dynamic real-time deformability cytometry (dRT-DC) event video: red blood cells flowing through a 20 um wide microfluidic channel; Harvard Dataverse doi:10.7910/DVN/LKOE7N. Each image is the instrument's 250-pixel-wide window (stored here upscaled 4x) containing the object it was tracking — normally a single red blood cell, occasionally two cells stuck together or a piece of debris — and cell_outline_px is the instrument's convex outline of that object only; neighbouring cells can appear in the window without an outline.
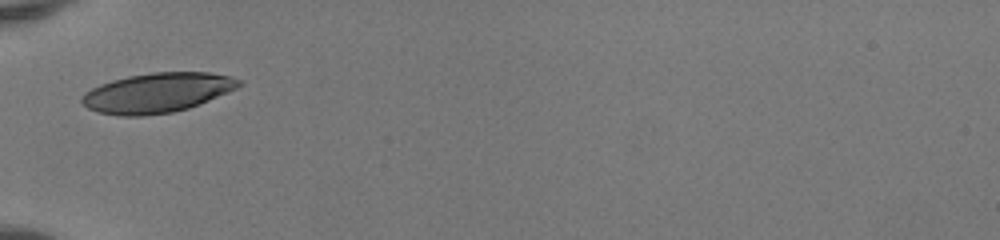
{"species": "human", "species_latin": "Homo sapiens", "temperature_condition": "room temperature", "stored_images_in_passage": 28, "camera_frame_rate_fps": 3000, "um_per_image_px": 0.085, "donor": {"sex": "female"}, "frame": {"image": 1, "passage_image": 1, "time_ms": 0.0, "image_size_px": [1000, 240], "cell_outline_px": [[244, 84], [236, 88], [200, 104], [188, 108], [172, 112], [144, 116], [120, 116], [100, 112], [88, 108], [80, 100], [80, 96], [84, 92], [100, 84], [112, 80], [128, 76], [152, 72], [208, 72], [228, 76], [244, 80]], "centroid_in_image_um": [13.36, 7.88], "position_along_channel_um": 71.6, "area_um2": 36.36}}
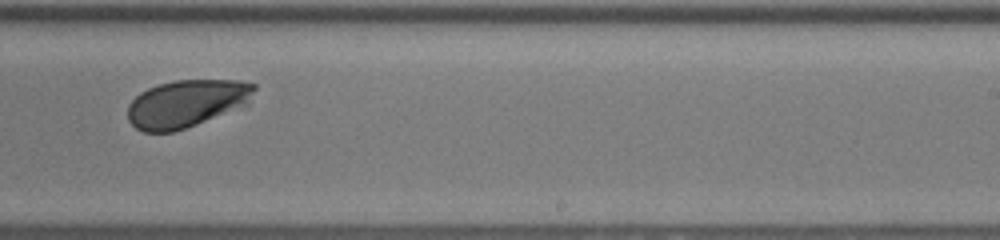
{"frame": {"image": 2, "passage_image": 16, "time_ms": 5.0, "image_size_px": [1000, 240], "cell_outline_px": [[256, 88], [248, 104], [196, 124], [172, 132], [144, 132], [136, 128], [128, 120], [128, 104], [140, 92], [148, 88], [160, 84], [176, 80], [240, 80], [256, 84]], "centroid_in_image_um": [15.85, 8.78], "position_along_channel_um": 273.1, "area_um2": 34.85}}
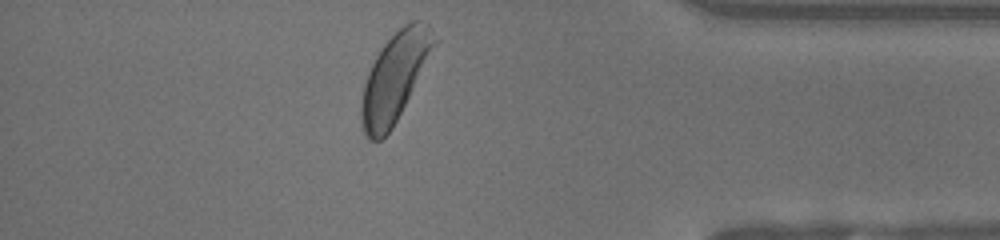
{"frame": {"image": 3, "passage_image": 27, "time_ms": 8.667, "image_size_px": [1000, 240], "cell_outline_px": [[440, 40], [392, 128], [380, 140], [368, 140], [364, 132], [360, 116], [360, 104], [364, 84], [368, 72], [380, 48], [404, 24], [412, 20], [420, 20], [428, 24]], "centroid_in_image_um": [33.58, 6.52], "position_along_channel_um": 401.6, "area_um2": 37.51}, "authors_computed_cell_mechanics": {"area_um2": 35.836, "velocity_mm_per_s": 4.0895, "shape_relaxation_time_tau1_ms": 2.0743, "shape_relaxation_time_tau2_ms": null, "deformation_change_tau1": 0.1304, "deformation_change_tau2": null}}